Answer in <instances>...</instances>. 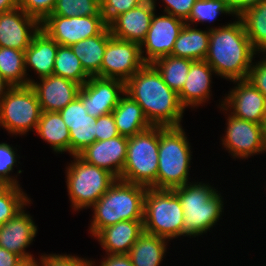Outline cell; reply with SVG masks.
<instances>
[{
  "mask_svg": "<svg viewBox=\"0 0 266 266\" xmlns=\"http://www.w3.org/2000/svg\"><path fill=\"white\" fill-rule=\"evenodd\" d=\"M23 259L0 247V266H17Z\"/></svg>",
  "mask_w": 266,
  "mask_h": 266,
  "instance_id": "obj_47",
  "label": "cell"
},
{
  "mask_svg": "<svg viewBox=\"0 0 266 266\" xmlns=\"http://www.w3.org/2000/svg\"><path fill=\"white\" fill-rule=\"evenodd\" d=\"M263 135H264V139H265V142H266V115H265V120H264V123H263Z\"/></svg>",
  "mask_w": 266,
  "mask_h": 266,
  "instance_id": "obj_53",
  "label": "cell"
},
{
  "mask_svg": "<svg viewBox=\"0 0 266 266\" xmlns=\"http://www.w3.org/2000/svg\"><path fill=\"white\" fill-rule=\"evenodd\" d=\"M40 266H94L95 261L67 254H43L39 259Z\"/></svg>",
  "mask_w": 266,
  "mask_h": 266,
  "instance_id": "obj_39",
  "label": "cell"
},
{
  "mask_svg": "<svg viewBox=\"0 0 266 266\" xmlns=\"http://www.w3.org/2000/svg\"><path fill=\"white\" fill-rule=\"evenodd\" d=\"M127 144L128 137L119 135L109 140L95 141L78 156L119 179L127 158Z\"/></svg>",
  "mask_w": 266,
  "mask_h": 266,
  "instance_id": "obj_17",
  "label": "cell"
},
{
  "mask_svg": "<svg viewBox=\"0 0 266 266\" xmlns=\"http://www.w3.org/2000/svg\"><path fill=\"white\" fill-rule=\"evenodd\" d=\"M56 0H19V7L27 14L36 18L40 23L51 15Z\"/></svg>",
  "mask_w": 266,
  "mask_h": 266,
  "instance_id": "obj_40",
  "label": "cell"
},
{
  "mask_svg": "<svg viewBox=\"0 0 266 266\" xmlns=\"http://www.w3.org/2000/svg\"><path fill=\"white\" fill-rule=\"evenodd\" d=\"M95 130L96 141L109 140L120 135L112 113L96 118Z\"/></svg>",
  "mask_w": 266,
  "mask_h": 266,
  "instance_id": "obj_43",
  "label": "cell"
},
{
  "mask_svg": "<svg viewBox=\"0 0 266 266\" xmlns=\"http://www.w3.org/2000/svg\"><path fill=\"white\" fill-rule=\"evenodd\" d=\"M143 232V220H127L105 227L94 238L106 254H128Z\"/></svg>",
  "mask_w": 266,
  "mask_h": 266,
  "instance_id": "obj_22",
  "label": "cell"
},
{
  "mask_svg": "<svg viewBox=\"0 0 266 266\" xmlns=\"http://www.w3.org/2000/svg\"><path fill=\"white\" fill-rule=\"evenodd\" d=\"M214 69L205 61L198 60L191 63L182 90L178 93L180 104L187 107H199L212 96L211 83Z\"/></svg>",
  "mask_w": 266,
  "mask_h": 266,
  "instance_id": "obj_21",
  "label": "cell"
},
{
  "mask_svg": "<svg viewBox=\"0 0 266 266\" xmlns=\"http://www.w3.org/2000/svg\"><path fill=\"white\" fill-rule=\"evenodd\" d=\"M53 75L72 80L81 86L90 78L71 47L63 45L58 47Z\"/></svg>",
  "mask_w": 266,
  "mask_h": 266,
  "instance_id": "obj_32",
  "label": "cell"
},
{
  "mask_svg": "<svg viewBox=\"0 0 266 266\" xmlns=\"http://www.w3.org/2000/svg\"><path fill=\"white\" fill-rule=\"evenodd\" d=\"M0 182L6 183L9 187L15 186L0 170Z\"/></svg>",
  "mask_w": 266,
  "mask_h": 266,
  "instance_id": "obj_51",
  "label": "cell"
},
{
  "mask_svg": "<svg viewBox=\"0 0 266 266\" xmlns=\"http://www.w3.org/2000/svg\"><path fill=\"white\" fill-rule=\"evenodd\" d=\"M183 126H159L157 189L173 190L189 182L193 156Z\"/></svg>",
  "mask_w": 266,
  "mask_h": 266,
  "instance_id": "obj_5",
  "label": "cell"
},
{
  "mask_svg": "<svg viewBox=\"0 0 266 266\" xmlns=\"http://www.w3.org/2000/svg\"><path fill=\"white\" fill-rule=\"evenodd\" d=\"M11 87L12 85H10L0 74V102Z\"/></svg>",
  "mask_w": 266,
  "mask_h": 266,
  "instance_id": "obj_49",
  "label": "cell"
},
{
  "mask_svg": "<svg viewBox=\"0 0 266 266\" xmlns=\"http://www.w3.org/2000/svg\"><path fill=\"white\" fill-rule=\"evenodd\" d=\"M112 114L119 134L126 137L134 136L152 127L142 108L126 93L120 97Z\"/></svg>",
  "mask_w": 266,
  "mask_h": 266,
  "instance_id": "obj_25",
  "label": "cell"
},
{
  "mask_svg": "<svg viewBox=\"0 0 266 266\" xmlns=\"http://www.w3.org/2000/svg\"><path fill=\"white\" fill-rule=\"evenodd\" d=\"M99 266H133L128 254H106Z\"/></svg>",
  "mask_w": 266,
  "mask_h": 266,
  "instance_id": "obj_46",
  "label": "cell"
},
{
  "mask_svg": "<svg viewBox=\"0 0 266 266\" xmlns=\"http://www.w3.org/2000/svg\"><path fill=\"white\" fill-rule=\"evenodd\" d=\"M58 47L59 44L40 29L24 52L26 73L31 68L39 79L53 75Z\"/></svg>",
  "mask_w": 266,
  "mask_h": 266,
  "instance_id": "obj_23",
  "label": "cell"
},
{
  "mask_svg": "<svg viewBox=\"0 0 266 266\" xmlns=\"http://www.w3.org/2000/svg\"><path fill=\"white\" fill-rule=\"evenodd\" d=\"M239 18L257 54H266V0L246 10Z\"/></svg>",
  "mask_w": 266,
  "mask_h": 266,
  "instance_id": "obj_29",
  "label": "cell"
},
{
  "mask_svg": "<svg viewBox=\"0 0 266 266\" xmlns=\"http://www.w3.org/2000/svg\"><path fill=\"white\" fill-rule=\"evenodd\" d=\"M145 64L140 44L112 37L103 56L101 77L126 82Z\"/></svg>",
  "mask_w": 266,
  "mask_h": 266,
  "instance_id": "obj_12",
  "label": "cell"
},
{
  "mask_svg": "<svg viewBox=\"0 0 266 266\" xmlns=\"http://www.w3.org/2000/svg\"><path fill=\"white\" fill-rule=\"evenodd\" d=\"M16 151L17 149L10 144L0 143V170L15 186H20L19 180L17 181L15 177L9 175L14 170L13 166H17V159L20 158L19 155H16Z\"/></svg>",
  "mask_w": 266,
  "mask_h": 266,
  "instance_id": "obj_41",
  "label": "cell"
},
{
  "mask_svg": "<svg viewBox=\"0 0 266 266\" xmlns=\"http://www.w3.org/2000/svg\"><path fill=\"white\" fill-rule=\"evenodd\" d=\"M59 113L65 124L91 123V121L96 119L86 112V109L78 96L61 109Z\"/></svg>",
  "mask_w": 266,
  "mask_h": 266,
  "instance_id": "obj_38",
  "label": "cell"
},
{
  "mask_svg": "<svg viewBox=\"0 0 266 266\" xmlns=\"http://www.w3.org/2000/svg\"><path fill=\"white\" fill-rule=\"evenodd\" d=\"M210 28L208 52L205 61L216 76L235 81L247 79L257 54L252 46L242 20Z\"/></svg>",
  "mask_w": 266,
  "mask_h": 266,
  "instance_id": "obj_2",
  "label": "cell"
},
{
  "mask_svg": "<svg viewBox=\"0 0 266 266\" xmlns=\"http://www.w3.org/2000/svg\"><path fill=\"white\" fill-rule=\"evenodd\" d=\"M112 38L111 31L107 26L99 35L81 40L70 47L78 57L84 71L91 76L101 77V65L107 46Z\"/></svg>",
  "mask_w": 266,
  "mask_h": 266,
  "instance_id": "obj_24",
  "label": "cell"
},
{
  "mask_svg": "<svg viewBox=\"0 0 266 266\" xmlns=\"http://www.w3.org/2000/svg\"><path fill=\"white\" fill-rule=\"evenodd\" d=\"M10 187L3 182H0V196L3 195Z\"/></svg>",
  "mask_w": 266,
  "mask_h": 266,
  "instance_id": "obj_52",
  "label": "cell"
},
{
  "mask_svg": "<svg viewBox=\"0 0 266 266\" xmlns=\"http://www.w3.org/2000/svg\"><path fill=\"white\" fill-rule=\"evenodd\" d=\"M125 93V82L115 78L91 76L78 93L86 112L95 118L112 113Z\"/></svg>",
  "mask_w": 266,
  "mask_h": 266,
  "instance_id": "obj_14",
  "label": "cell"
},
{
  "mask_svg": "<svg viewBox=\"0 0 266 266\" xmlns=\"http://www.w3.org/2000/svg\"><path fill=\"white\" fill-rule=\"evenodd\" d=\"M246 80L266 97V54L260 61L253 62Z\"/></svg>",
  "mask_w": 266,
  "mask_h": 266,
  "instance_id": "obj_44",
  "label": "cell"
},
{
  "mask_svg": "<svg viewBox=\"0 0 266 266\" xmlns=\"http://www.w3.org/2000/svg\"><path fill=\"white\" fill-rule=\"evenodd\" d=\"M17 266H40L39 261L34 257L27 260H22Z\"/></svg>",
  "mask_w": 266,
  "mask_h": 266,
  "instance_id": "obj_50",
  "label": "cell"
},
{
  "mask_svg": "<svg viewBox=\"0 0 266 266\" xmlns=\"http://www.w3.org/2000/svg\"><path fill=\"white\" fill-rule=\"evenodd\" d=\"M159 126L128 137L127 158L119 179L157 189Z\"/></svg>",
  "mask_w": 266,
  "mask_h": 266,
  "instance_id": "obj_7",
  "label": "cell"
},
{
  "mask_svg": "<svg viewBox=\"0 0 266 266\" xmlns=\"http://www.w3.org/2000/svg\"><path fill=\"white\" fill-rule=\"evenodd\" d=\"M70 133V155H78L96 141L95 120L91 123L66 124Z\"/></svg>",
  "mask_w": 266,
  "mask_h": 266,
  "instance_id": "obj_36",
  "label": "cell"
},
{
  "mask_svg": "<svg viewBox=\"0 0 266 266\" xmlns=\"http://www.w3.org/2000/svg\"><path fill=\"white\" fill-rule=\"evenodd\" d=\"M51 15L62 17L103 16L100 0H56Z\"/></svg>",
  "mask_w": 266,
  "mask_h": 266,
  "instance_id": "obj_34",
  "label": "cell"
},
{
  "mask_svg": "<svg viewBox=\"0 0 266 266\" xmlns=\"http://www.w3.org/2000/svg\"><path fill=\"white\" fill-rule=\"evenodd\" d=\"M166 240L144 231L128 253L133 266H160L169 243Z\"/></svg>",
  "mask_w": 266,
  "mask_h": 266,
  "instance_id": "obj_28",
  "label": "cell"
},
{
  "mask_svg": "<svg viewBox=\"0 0 266 266\" xmlns=\"http://www.w3.org/2000/svg\"><path fill=\"white\" fill-rule=\"evenodd\" d=\"M174 190L147 188L144 196V231L167 240L184 236V213Z\"/></svg>",
  "mask_w": 266,
  "mask_h": 266,
  "instance_id": "obj_6",
  "label": "cell"
},
{
  "mask_svg": "<svg viewBox=\"0 0 266 266\" xmlns=\"http://www.w3.org/2000/svg\"><path fill=\"white\" fill-rule=\"evenodd\" d=\"M207 29L203 31L185 23L170 55L193 61L205 60L210 38V29Z\"/></svg>",
  "mask_w": 266,
  "mask_h": 266,
  "instance_id": "obj_26",
  "label": "cell"
},
{
  "mask_svg": "<svg viewBox=\"0 0 266 266\" xmlns=\"http://www.w3.org/2000/svg\"><path fill=\"white\" fill-rule=\"evenodd\" d=\"M40 30V22L20 7L0 14V47L24 51Z\"/></svg>",
  "mask_w": 266,
  "mask_h": 266,
  "instance_id": "obj_16",
  "label": "cell"
},
{
  "mask_svg": "<svg viewBox=\"0 0 266 266\" xmlns=\"http://www.w3.org/2000/svg\"><path fill=\"white\" fill-rule=\"evenodd\" d=\"M219 14L233 16L224 0H196L189 18L185 22L189 25L199 24L200 22L202 24L203 22L211 23L217 19Z\"/></svg>",
  "mask_w": 266,
  "mask_h": 266,
  "instance_id": "obj_33",
  "label": "cell"
},
{
  "mask_svg": "<svg viewBox=\"0 0 266 266\" xmlns=\"http://www.w3.org/2000/svg\"><path fill=\"white\" fill-rule=\"evenodd\" d=\"M193 60L168 55L155 60L152 65L163 81L177 94L182 90Z\"/></svg>",
  "mask_w": 266,
  "mask_h": 266,
  "instance_id": "obj_31",
  "label": "cell"
},
{
  "mask_svg": "<svg viewBox=\"0 0 266 266\" xmlns=\"http://www.w3.org/2000/svg\"><path fill=\"white\" fill-rule=\"evenodd\" d=\"M40 103L32 86H12L0 102V126L12 135L35 131L41 115Z\"/></svg>",
  "mask_w": 266,
  "mask_h": 266,
  "instance_id": "obj_9",
  "label": "cell"
},
{
  "mask_svg": "<svg viewBox=\"0 0 266 266\" xmlns=\"http://www.w3.org/2000/svg\"><path fill=\"white\" fill-rule=\"evenodd\" d=\"M147 188L117 179L92 206L90 234L95 236L107 226L127 220H143Z\"/></svg>",
  "mask_w": 266,
  "mask_h": 266,
  "instance_id": "obj_3",
  "label": "cell"
},
{
  "mask_svg": "<svg viewBox=\"0 0 266 266\" xmlns=\"http://www.w3.org/2000/svg\"><path fill=\"white\" fill-rule=\"evenodd\" d=\"M0 74L12 86H26L34 79H30L25 70L24 51L0 47Z\"/></svg>",
  "mask_w": 266,
  "mask_h": 266,
  "instance_id": "obj_30",
  "label": "cell"
},
{
  "mask_svg": "<svg viewBox=\"0 0 266 266\" xmlns=\"http://www.w3.org/2000/svg\"><path fill=\"white\" fill-rule=\"evenodd\" d=\"M185 23L170 14L157 16L154 13L146 38L140 45L143 61L152 64L155 60L170 55Z\"/></svg>",
  "mask_w": 266,
  "mask_h": 266,
  "instance_id": "obj_13",
  "label": "cell"
},
{
  "mask_svg": "<svg viewBox=\"0 0 266 266\" xmlns=\"http://www.w3.org/2000/svg\"><path fill=\"white\" fill-rule=\"evenodd\" d=\"M125 93L142 108L152 126L178 127L185 109L152 64H145L125 82Z\"/></svg>",
  "mask_w": 266,
  "mask_h": 266,
  "instance_id": "obj_1",
  "label": "cell"
},
{
  "mask_svg": "<svg viewBox=\"0 0 266 266\" xmlns=\"http://www.w3.org/2000/svg\"><path fill=\"white\" fill-rule=\"evenodd\" d=\"M145 0H100L101 14L109 25L119 15L137 7Z\"/></svg>",
  "mask_w": 266,
  "mask_h": 266,
  "instance_id": "obj_37",
  "label": "cell"
},
{
  "mask_svg": "<svg viewBox=\"0 0 266 266\" xmlns=\"http://www.w3.org/2000/svg\"><path fill=\"white\" fill-rule=\"evenodd\" d=\"M107 26L103 16L49 15L40 23V29L63 46L99 35Z\"/></svg>",
  "mask_w": 266,
  "mask_h": 266,
  "instance_id": "obj_10",
  "label": "cell"
},
{
  "mask_svg": "<svg viewBox=\"0 0 266 266\" xmlns=\"http://www.w3.org/2000/svg\"><path fill=\"white\" fill-rule=\"evenodd\" d=\"M228 9L236 17H240L249 8L255 7L263 0H224Z\"/></svg>",
  "mask_w": 266,
  "mask_h": 266,
  "instance_id": "obj_45",
  "label": "cell"
},
{
  "mask_svg": "<svg viewBox=\"0 0 266 266\" xmlns=\"http://www.w3.org/2000/svg\"><path fill=\"white\" fill-rule=\"evenodd\" d=\"M156 11L150 0L116 17L109 25L112 37L141 45Z\"/></svg>",
  "mask_w": 266,
  "mask_h": 266,
  "instance_id": "obj_18",
  "label": "cell"
},
{
  "mask_svg": "<svg viewBox=\"0 0 266 266\" xmlns=\"http://www.w3.org/2000/svg\"><path fill=\"white\" fill-rule=\"evenodd\" d=\"M56 153L70 154V133L59 112L42 111L35 130Z\"/></svg>",
  "mask_w": 266,
  "mask_h": 266,
  "instance_id": "obj_27",
  "label": "cell"
},
{
  "mask_svg": "<svg viewBox=\"0 0 266 266\" xmlns=\"http://www.w3.org/2000/svg\"><path fill=\"white\" fill-rule=\"evenodd\" d=\"M173 190L184 211V236H201L217 224L224 212V200L217 189L209 183L192 182Z\"/></svg>",
  "mask_w": 266,
  "mask_h": 266,
  "instance_id": "obj_4",
  "label": "cell"
},
{
  "mask_svg": "<svg viewBox=\"0 0 266 266\" xmlns=\"http://www.w3.org/2000/svg\"><path fill=\"white\" fill-rule=\"evenodd\" d=\"M25 207L13 218L2 225L0 231V247L9 252L15 253L23 260L33 258V255L26 251V248L36 237L38 228L33 217L25 213Z\"/></svg>",
  "mask_w": 266,
  "mask_h": 266,
  "instance_id": "obj_20",
  "label": "cell"
},
{
  "mask_svg": "<svg viewBox=\"0 0 266 266\" xmlns=\"http://www.w3.org/2000/svg\"><path fill=\"white\" fill-rule=\"evenodd\" d=\"M33 81L30 85L37 94L41 111L59 112L73 101L79 93L81 85L76 82L50 75Z\"/></svg>",
  "mask_w": 266,
  "mask_h": 266,
  "instance_id": "obj_19",
  "label": "cell"
},
{
  "mask_svg": "<svg viewBox=\"0 0 266 266\" xmlns=\"http://www.w3.org/2000/svg\"><path fill=\"white\" fill-rule=\"evenodd\" d=\"M19 7V0H0V14Z\"/></svg>",
  "mask_w": 266,
  "mask_h": 266,
  "instance_id": "obj_48",
  "label": "cell"
},
{
  "mask_svg": "<svg viewBox=\"0 0 266 266\" xmlns=\"http://www.w3.org/2000/svg\"><path fill=\"white\" fill-rule=\"evenodd\" d=\"M22 186H12L0 196V223L3 225L13 218L26 205H30L31 198L21 189Z\"/></svg>",
  "mask_w": 266,
  "mask_h": 266,
  "instance_id": "obj_35",
  "label": "cell"
},
{
  "mask_svg": "<svg viewBox=\"0 0 266 266\" xmlns=\"http://www.w3.org/2000/svg\"><path fill=\"white\" fill-rule=\"evenodd\" d=\"M66 167V184L74 211L92 207L117 178L100 167L89 164L78 155Z\"/></svg>",
  "mask_w": 266,
  "mask_h": 266,
  "instance_id": "obj_8",
  "label": "cell"
},
{
  "mask_svg": "<svg viewBox=\"0 0 266 266\" xmlns=\"http://www.w3.org/2000/svg\"><path fill=\"white\" fill-rule=\"evenodd\" d=\"M156 8L157 0H150ZM165 3L164 13L186 21L189 18L196 0H162ZM167 5V6H166Z\"/></svg>",
  "mask_w": 266,
  "mask_h": 266,
  "instance_id": "obj_42",
  "label": "cell"
},
{
  "mask_svg": "<svg viewBox=\"0 0 266 266\" xmlns=\"http://www.w3.org/2000/svg\"><path fill=\"white\" fill-rule=\"evenodd\" d=\"M227 115L225 136L221 141L233 158L245 160L253 155L266 153L263 125Z\"/></svg>",
  "mask_w": 266,
  "mask_h": 266,
  "instance_id": "obj_11",
  "label": "cell"
},
{
  "mask_svg": "<svg viewBox=\"0 0 266 266\" xmlns=\"http://www.w3.org/2000/svg\"><path fill=\"white\" fill-rule=\"evenodd\" d=\"M235 87L222 99L220 109L230 115L263 125L266 115V97L249 81L235 80ZM232 109V110H230Z\"/></svg>",
  "mask_w": 266,
  "mask_h": 266,
  "instance_id": "obj_15",
  "label": "cell"
}]
</instances>
